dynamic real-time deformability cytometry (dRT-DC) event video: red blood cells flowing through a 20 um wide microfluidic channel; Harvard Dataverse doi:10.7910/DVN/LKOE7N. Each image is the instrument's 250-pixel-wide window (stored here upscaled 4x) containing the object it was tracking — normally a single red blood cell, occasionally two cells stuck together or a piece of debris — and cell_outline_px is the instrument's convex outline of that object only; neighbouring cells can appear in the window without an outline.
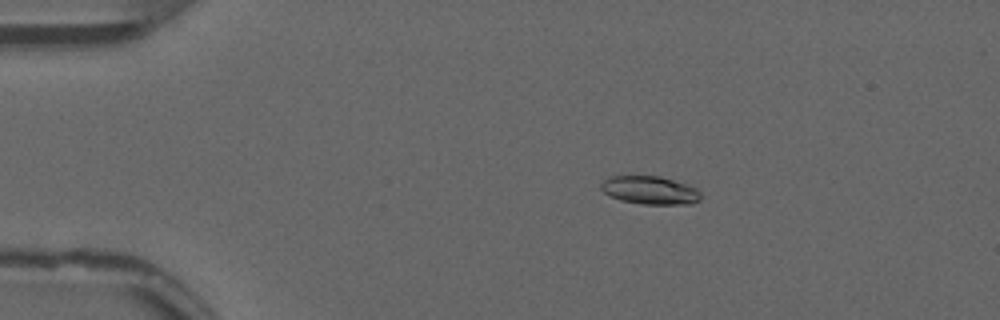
{"species": "common noctule bat (a hibernating species)", "species_latin": "Nyctalus noctula", "temperature_condition": "warm", "stored_images_in_passage": 54, "camera_frame_rate_fps": 3000, "um_per_image_px": 0.085, "animal": {"sex": "male", "forearm_length_mm": 52.5}, "frame": {"image": 1, "passage_image": 10, "time_ms": 3.0, "image_size_px": [1000, 320], "cell_outline_px": [[704, 196], [700, 200], [692, 204], [640, 204], [620, 200], [604, 192], [600, 188], [600, 184], [608, 176], [660, 176], [688, 184], [696, 188]], "centroid_in_image_um": [55.29, 16.17], "position_along_channel_um": 29.7, "area_um2": 16.59}}
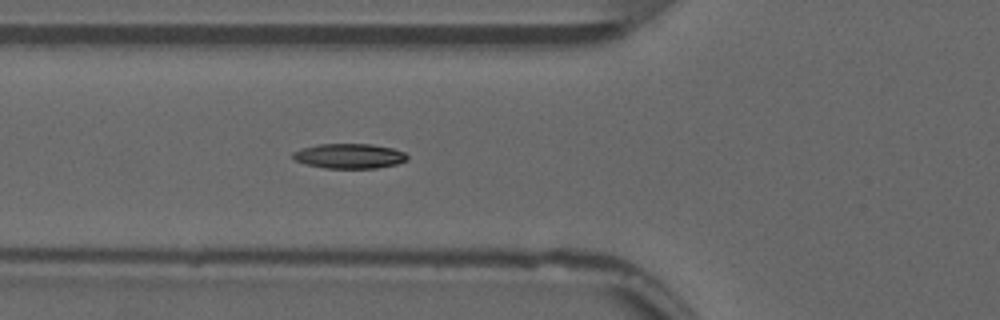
{"frame": {"image": 2, "passage_image": 20, "time_ms": 6.333, "image_size_px": [1000, 320], "cell_outline_px": [[408, 160], [396, 164], [376, 168], [324, 168], [304, 164], [296, 160], [292, 156], [292, 152], [300, 148], [320, 144], [372, 144], [392, 148], [404, 152], [408, 156]], "centroid_in_image_um": [29.68, 13.26], "position_along_channel_um": 96.1, "area_um2": 16.65}}
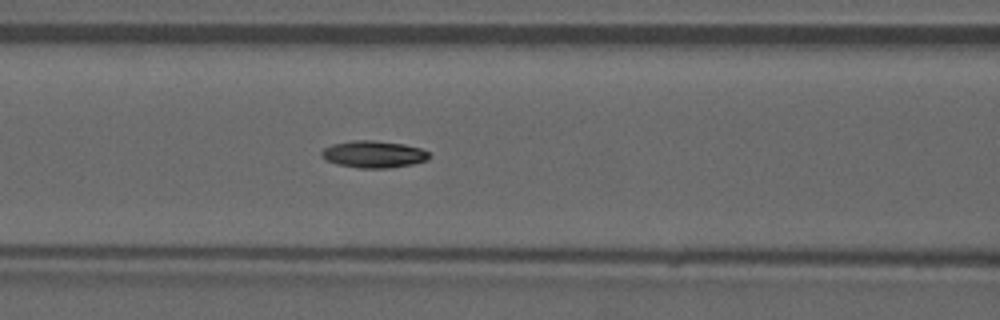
{"frame": {"image": 3, "passage_image": 23, "time_ms": 7.333, "image_size_px": [1000, 320], "cell_outline_px": [[428, 160], [412, 164], [388, 168], [360, 168], [336, 164], [320, 156], [320, 152], [324, 148], [332, 144], [352, 140], [372, 140], [404, 144], [420, 148], [428, 152]], "centroid_in_image_um": [31.73, 13.11], "position_along_channel_um": 134.9, "area_um2": 16.88}, "authors_computed_cell_mechanics": {"area_um2": 16.2129, "velocity_mm_per_s": 3.8346, "shape_relaxation_time_tau1_ms": null, "shape_relaxation_time_tau2_ms": 6.8777, "deformation_change_tau1": null, "deformation_change_tau2": 0.1136}}